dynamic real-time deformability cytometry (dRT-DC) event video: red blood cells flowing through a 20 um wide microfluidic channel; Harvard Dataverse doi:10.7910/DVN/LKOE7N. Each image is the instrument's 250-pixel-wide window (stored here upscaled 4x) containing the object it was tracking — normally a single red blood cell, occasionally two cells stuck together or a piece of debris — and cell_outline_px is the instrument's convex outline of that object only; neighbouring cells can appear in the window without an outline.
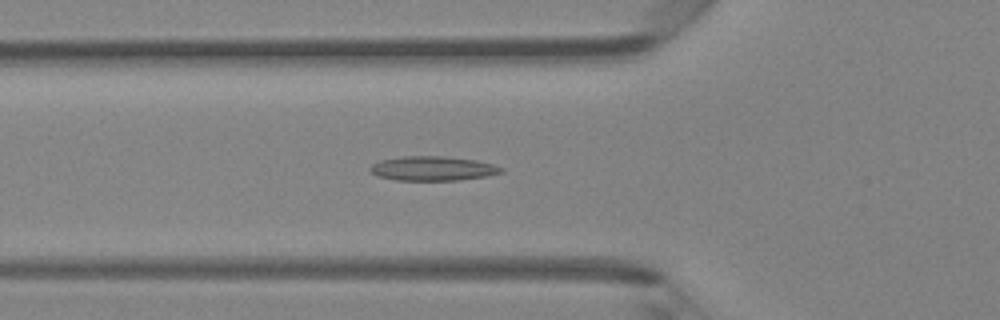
{"species": "Egyptian fruit bat (a non-hibernating species)", "species_latin": "Rousettus aegyptiacus", "temperature_condition": "room temperature", "stored_images_in_passage": 47, "camera_frame_rate_fps": 3000, "um_per_image_px": 0.085, "animal": {"sex": "female"}, "frame": {"image": 1, "passage_image": 17, "time_ms": 5.333, "image_size_px": [1000, 320], "cell_outline_px": [[504, 172], [488, 176], [460, 180], [396, 180], [376, 176], [368, 168], [372, 164], [380, 160], [404, 156], [444, 156], [476, 160], [492, 164], [504, 168]], "centroid_in_image_um": [36.79, 14.32], "position_along_channel_um": 89.0, "area_um2": 18.73}}
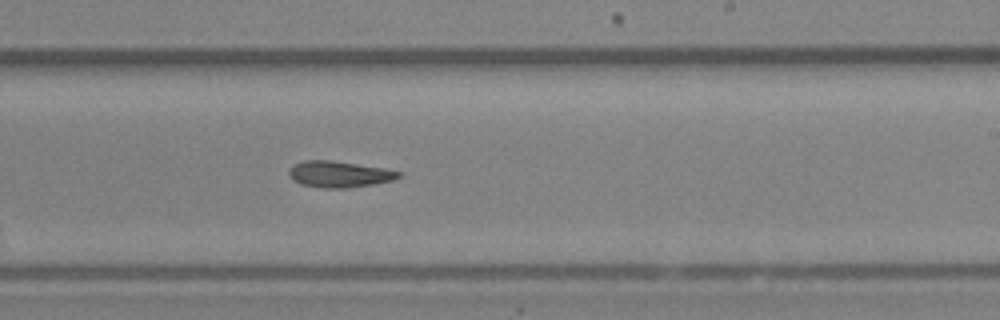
{"frame": {"image": 2, "passage_image": 29, "time_ms": 9.333, "image_size_px": [1000, 320], "cell_outline_px": [[404, 172], [400, 176], [392, 180], [372, 184], [344, 188], [320, 188], [300, 184], [292, 180], [288, 176], [288, 172], [292, 164], [304, 160], [332, 160], [384, 168]], "centroid_in_image_um": [28.78, 14.8], "position_along_channel_um": 260.2, "area_um2": 16.94}}
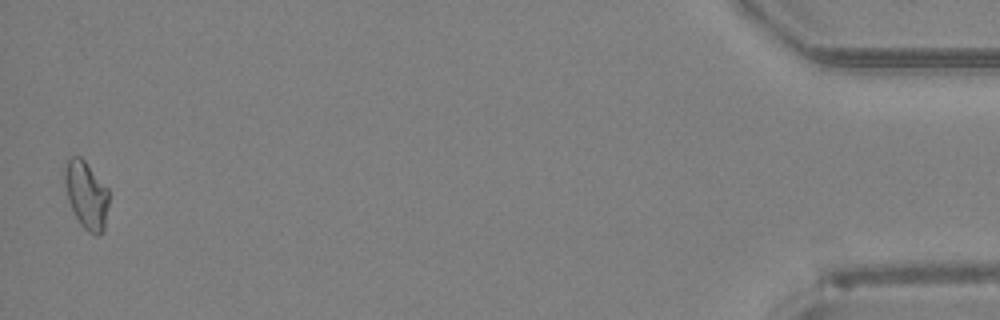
{"frame": {"image": 3, "passage_image": 47, "time_ms": 15.333, "image_size_px": [1000, 320], "cell_outline_px": [[108, 204], [104, 228], [96, 236], [88, 232], [80, 224], [68, 200], [64, 180], [64, 168], [68, 160], [72, 156], [80, 156], [84, 160], [108, 188]], "centroid_in_image_um": [7.33, 16.56], "position_along_channel_um": 427.9, "area_um2": 17.17}}